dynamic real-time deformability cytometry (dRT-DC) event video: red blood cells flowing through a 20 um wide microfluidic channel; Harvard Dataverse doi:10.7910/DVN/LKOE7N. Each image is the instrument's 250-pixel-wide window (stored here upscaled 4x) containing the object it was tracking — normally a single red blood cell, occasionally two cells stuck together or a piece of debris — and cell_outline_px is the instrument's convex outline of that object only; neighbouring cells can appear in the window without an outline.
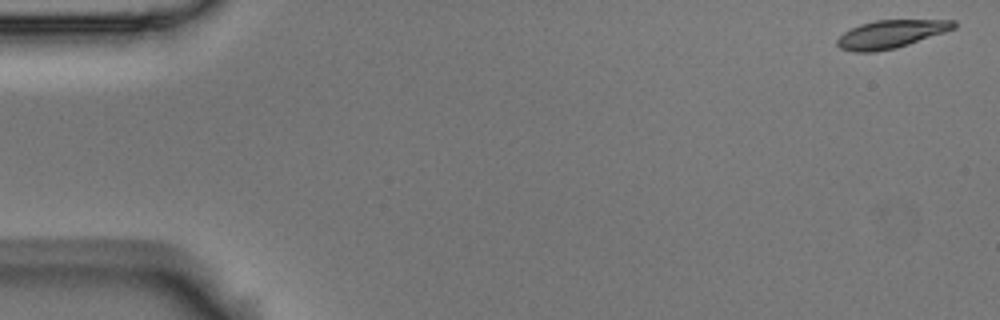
{"species": "Egyptian fruit bat (a non-hibernating species)", "species_latin": "Rousettus aegyptiacus", "temperature_condition": "room temperature", "stored_images_in_passage": 55, "camera_frame_rate_fps": 3000, "um_per_image_px": 0.085, "animal": {"sex": "male"}, "frame": {"image": 1, "passage_image": 1, "time_ms": 0.0, "image_size_px": [1000, 320], "cell_outline_px": [[956, 28], [896, 48], [876, 52], [852, 52], [840, 48], [836, 44], [836, 40], [844, 32], [860, 24], [876, 20], [956, 20]], "centroid_in_image_um": [75.7, 2.9], "position_along_channel_um": 9.3, "area_um2": 18.96}}
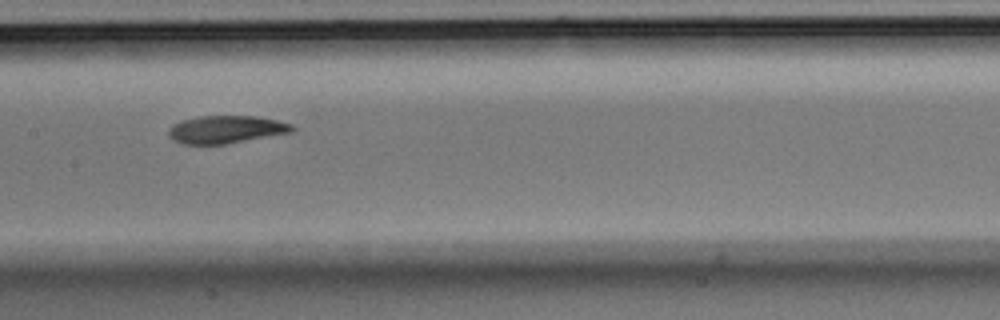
{"frame": {"image": 2, "passage_image": 27, "time_ms": 8.667, "image_size_px": [1000, 320], "cell_outline_px": [[296, 128], [292, 132], [224, 144], [180, 144], [172, 140], [168, 136], [168, 132], [172, 124], [180, 120], [200, 116], [256, 116], [276, 120], [292, 124]], "centroid_in_image_um": [19.17, 11.0], "position_along_channel_um": 188.2, "area_um2": 20.0}}
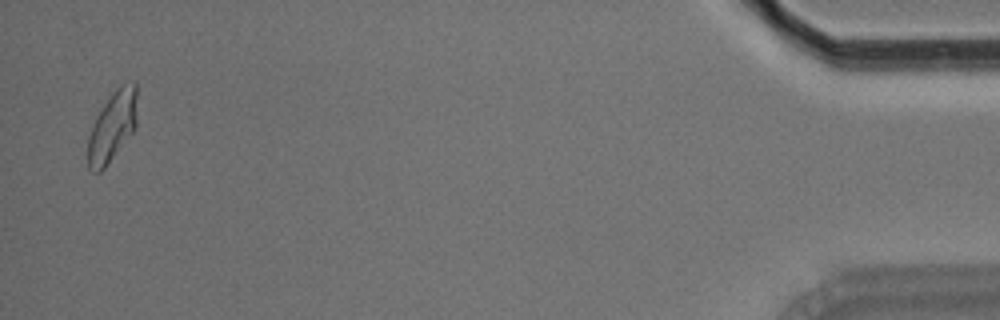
{"frame": {"image": 3, "passage_image": 54, "time_ms": 17.667, "image_size_px": [1000, 320], "cell_outline_px": [[136, 128], [104, 168], [100, 172], [92, 172], [88, 168], [88, 136], [96, 116], [112, 92], [120, 84], [132, 80], [136, 80]], "centroid_in_image_um": [9.56, 10.71], "position_along_channel_um": 425.6, "area_um2": 20.17}, "authors_computed_cell_mechanics": {"area_um2": 19.941, "velocity_mm_per_s": 3.6068, "shape_relaxation_time_tau1_ms": 3.8138, "shape_relaxation_time_tau2_ms": 4.0006, "deformation_change_tau1": 0.139, "deformation_change_tau2": 0.0923}}